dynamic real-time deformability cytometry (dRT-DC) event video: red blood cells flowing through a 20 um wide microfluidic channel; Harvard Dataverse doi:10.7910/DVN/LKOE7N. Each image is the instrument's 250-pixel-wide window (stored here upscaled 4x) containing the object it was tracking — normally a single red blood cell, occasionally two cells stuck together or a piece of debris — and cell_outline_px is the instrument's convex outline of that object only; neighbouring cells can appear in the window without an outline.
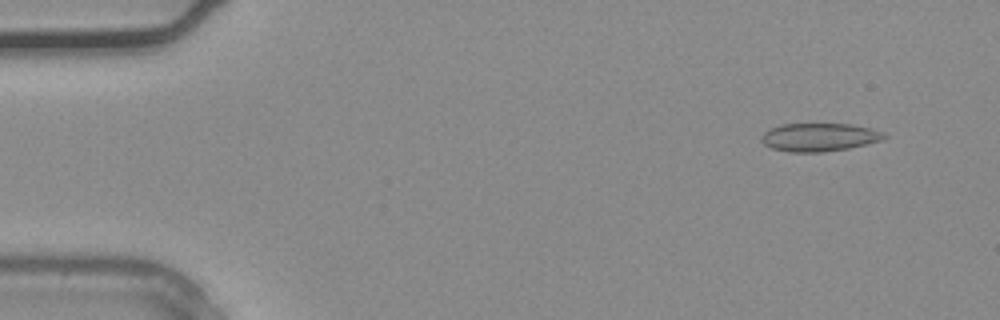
{"species": "common noctule bat (a hibernating species)", "species_latin": "Nyctalus noctula", "temperature_condition": "warm", "stored_images_in_passage": 36, "camera_frame_rate_fps": 3000, "um_per_image_px": 0.085, "animal": {"sex": "male", "body_mass_g": 20.4}, "frame": {"image": 1, "passage_image": 3, "time_ms": 0.667, "image_size_px": [1000, 320], "cell_outline_px": [[888, 136], [880, 140], [868, 144], [848, 148], [824, 152], [788, 152], [772, 148], [764, 144], [760, 140], [760, 136], [764, 132], [780, 124], [852, 124], [872, 128], [884, 132]], "centroid_in_image_um": [69.64, 11.66], "position_along_channel_um": 15.4, "area_um2": 20.29}}
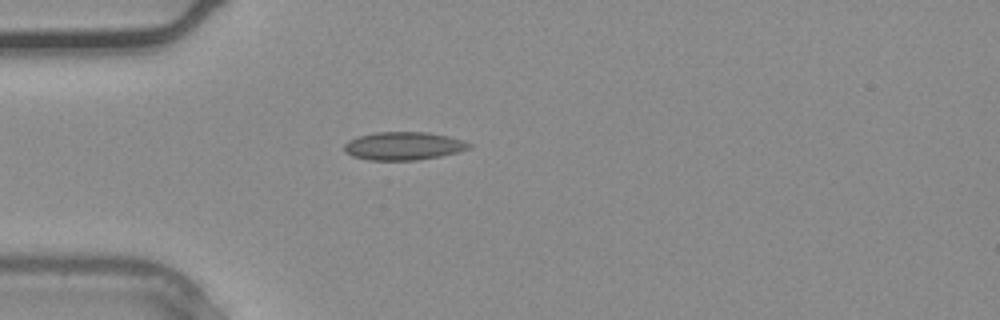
{"frame": {"image": 2, "passage_image": 10, "time_ms": 3.0, "image_size_px": [1000, 320], "cell_outline_px": [[472, 148], [440, 156], [416, 160], [372, 160], [352, 156], [344, 152], [344, 144], [348, 140], [356, 136], [376, 132], [428, 132], [448, 136], [464, 140], [472, 144]], "centroid_in_image_um": [34.29, 12.4], "position_along_channel_um": 50.7, "area_um2": 20.58}}
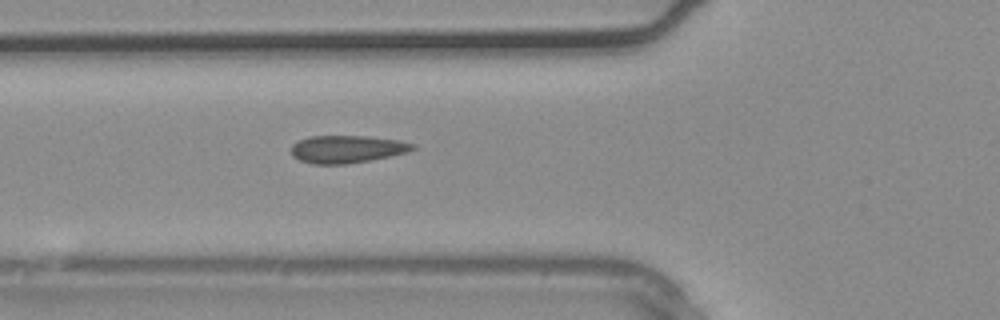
{"frame": {"image": 3, "passage_image": 13, "time_ms": 4.0, "image_size_px": [1000, 320], "cell_outline_px": [[416, 148], [408, 152], [348, 164], [312, 164], [300, 160], [292, 156], [292, 144], [308, 136], [368, 136], [396, 140], [416, 144]], "centroid_in_image_um": [29.48, 12.67], "position_along_channel_um": 96.3, "area_um2": 19.42}}